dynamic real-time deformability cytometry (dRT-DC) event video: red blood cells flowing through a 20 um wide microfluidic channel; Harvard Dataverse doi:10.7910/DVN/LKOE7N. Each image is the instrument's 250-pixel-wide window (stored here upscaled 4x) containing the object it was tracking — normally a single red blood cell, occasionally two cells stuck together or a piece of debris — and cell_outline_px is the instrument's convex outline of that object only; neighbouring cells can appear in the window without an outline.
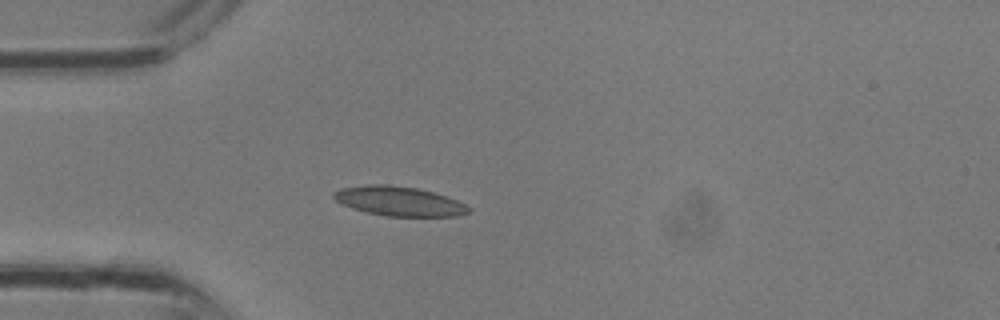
{"species": "common noctule bat (a hibernating species)", "species_latin": "Nyctalus noctula", "temperature_condition": "room temperature", "stored_images_in_passage": 2, "camera_frame_rate_fps": 3000, "um_per_image_px": 0.085, "animal": {"sex": "male", "body_mass_g": 13.3}, "frame": {"image": 1, "passage_image": 2, "time_ms": 0.333, "image_size_px": [1000, 320], "cell_outline_px": [[472, 208], [468, 212], [456, 216], [384, 216], [352, 208], [336, 200], [332, 196], [332, 192], [340, 188], [368, 184], [388, 184], [416, 188], [436, 192], [448, 196]], "centroid_in_image_um": [33.92, 17.09], "position_along_channel_um": 51.1, "area_um2": 23.18}}